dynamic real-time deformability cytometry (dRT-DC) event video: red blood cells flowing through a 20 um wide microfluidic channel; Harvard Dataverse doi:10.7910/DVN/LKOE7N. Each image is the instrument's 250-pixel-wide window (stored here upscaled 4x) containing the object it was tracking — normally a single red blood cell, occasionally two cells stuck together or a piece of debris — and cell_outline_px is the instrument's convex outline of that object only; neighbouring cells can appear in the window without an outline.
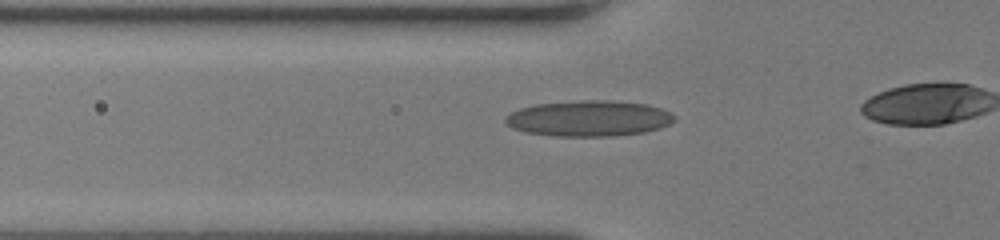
{"species": "human", "species_latin": "Homo sapiens", "temperature_condition": "room temperature", "stored_images_in_passage": 26, "camera_frame_rate_fps": 3000, "um_per_image_px": 0.085, "donor": {"sex": "female"}, "frame": {"image": 1, "passage_image": 15, "time_ms": 4.667, "image_size_px": [1000, 240], "cell_outline_px": [[676, 120], [660, 128], [644, 132], [616, 136], [552, 136], [524, 132], [512, 128], [504, 124], [504, 116], [520, 108], [536, 104], [580, 100], [608, 100], [648, 104], [672, 112], [676, 116]], "centroid_in_image_um": [50.04, 10.07], "position_along_channel_um": 75.8, "area_um2": 35.66}}
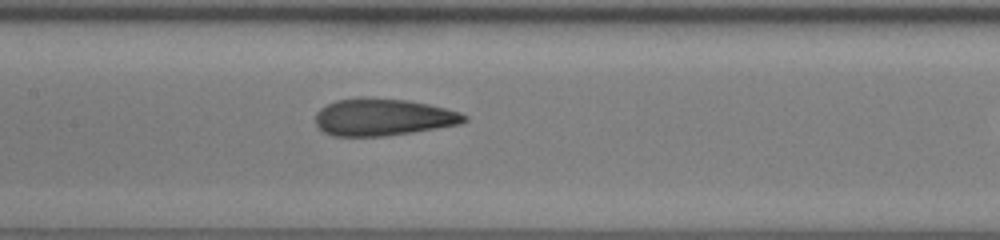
{"frame": {"image": 2, "passage_image": 22, "time_ms": 7.0, "image_size_px": [1000, 240], "cell_outline_px": [[468, 120], [460, 124], [412, 132], [384, 136], [332, 136], [324, 132], [316, 124], [316, 112], [320, 108], [336, 100], [360, 96], [408, 100], [428, 104], [460, 112], [468, 116]], "centroid_in_image_um": [32.54, 9.95], "position_along_channel_um": 174.9, "area_um2": 32.31}}
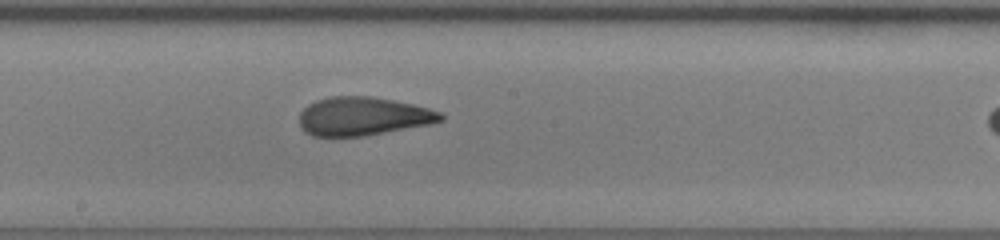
{"frame": {"image": 3, "passage_image": 25, "time_ms": 8.0, "image_size_px": [1000, 240], "cell_outline_px": [[444, 120], [432, 124], [364, 136], [312, 136], [304, 132], [300, 128], [300, 112], [308, 104], [316, 100], [332, 96], [372, 96], [412, 104], [428, 108], [440, 112], [444, 116]], "centroid_in_image_um": [30.85, 9.89], "position_along_channel_um": 217.4, "area_um2": 31.85}}